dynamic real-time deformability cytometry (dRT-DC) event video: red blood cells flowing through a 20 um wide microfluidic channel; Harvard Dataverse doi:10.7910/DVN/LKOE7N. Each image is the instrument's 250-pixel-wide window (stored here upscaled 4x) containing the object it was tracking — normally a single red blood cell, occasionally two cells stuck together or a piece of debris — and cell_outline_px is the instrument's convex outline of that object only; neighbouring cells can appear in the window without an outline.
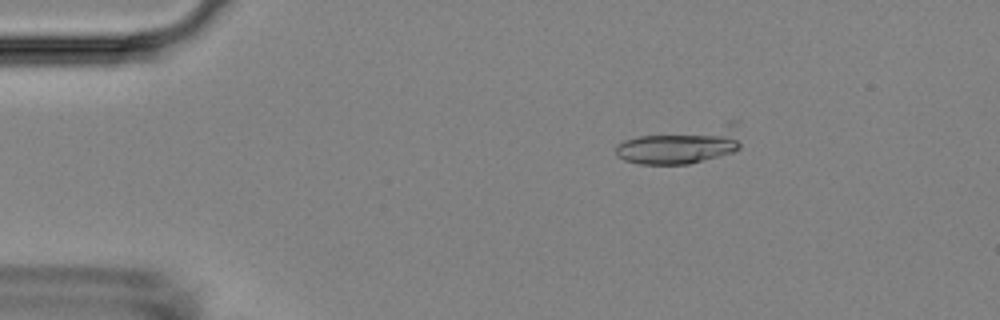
{"species": "Egyptian fruit bat (a non-hibernating species)", "species_latin": "Rousettus aegyptiacus", "temperature_condition": "room temperature", "stored_images_in_passage": 54, "camera_frame_rate_fps": 3000, "um_per_image_px": 0.085, "animal": {"sex": "female"}, "frame": {"image": 1, "passage_image": 9, "time_ms": 2.667, "image_size_px": [1000, 320], "cell_outline_px": [[740, 148], [732, 152], [688, 164], [640, 164], [624, 160], [616, 156], [616, 144], [624, 140], [640, 136], [728, 120], [740, 120]], "centroid_in_image_um": [58.01, 12.28], "position_along_channel_um": 27.0, "area_um2": 27.69}}
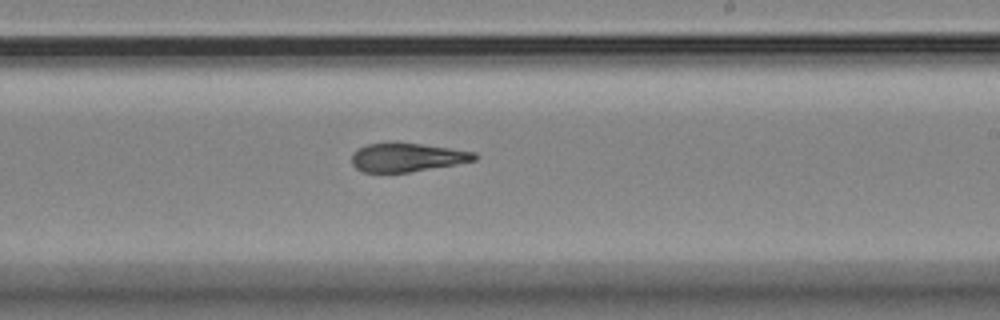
{"frame": {"image": 2, "passage_image": 32, "time_ms": 10.333, "image_size_px": [1000, 320], "cell_outline_px": [[480, 156], [476, 160], [456, 164], [408, 172], [364, 172], [356, 168], [352, 164], [352, 152], [356, 148], [368, 144], [388, 140], [420, 144], [476, 152]], "centroid_in_image_um": [34.56, 13.34], "position_along_channel_um": 254.4, "area_um2": 20.87}}
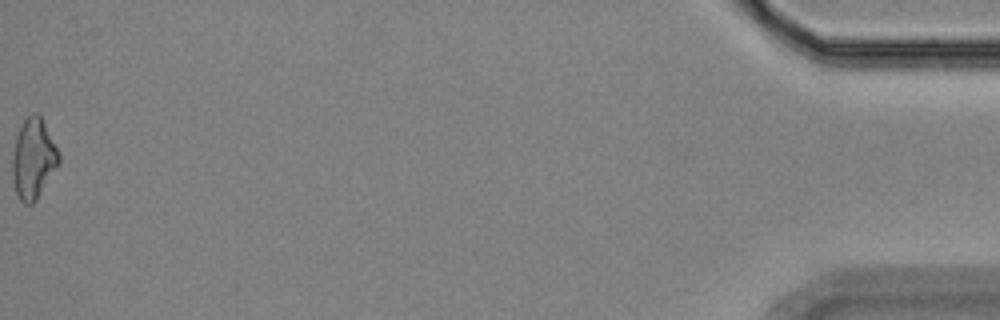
{"frame": {"image": 3, "passage_image": 54, "time_ms": 17.667, "image_size_px": [1000, 320], "cell_outline_px": [[60, 164], [36, 200], [32, 204], [24, 204], [20, 200], [16, 192], [12, 180], [12, 156], [16, 136], [24, 120], [32, 112], [36, 112], [40, 116], [60, 152]], "centroid_in_image_um": [2.84, 13.51], "position_along_channel_um": 432.4, "area_um2": 21.85}, "authors_computed_cell_mechanics": {"area_um2": 21.7328, "velocity_mm_per_s": 3.7244, "shape_relaxation_time_tau1_ms": null, "shape_relaxation_time_tau2_ms": 5.1924, "deformation_change_tau1": null, "deformation_change_tau2": 0.1428}}